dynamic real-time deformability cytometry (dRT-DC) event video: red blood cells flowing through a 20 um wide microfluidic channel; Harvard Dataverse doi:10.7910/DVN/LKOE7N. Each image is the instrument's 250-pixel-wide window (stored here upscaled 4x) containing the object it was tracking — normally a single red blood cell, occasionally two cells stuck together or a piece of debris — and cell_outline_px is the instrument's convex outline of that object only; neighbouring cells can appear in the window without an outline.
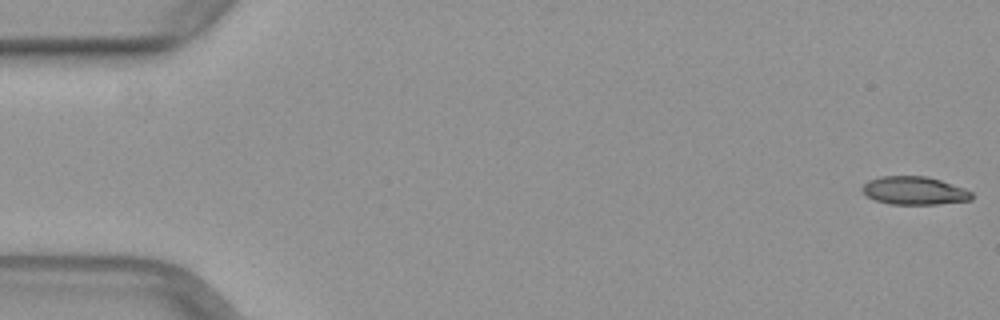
{"species": "common noctule bat (a hibernating species)", "species_latin": "Nyctalus noctula", "temperature_condition": "warm", "stored_images_in_passage": 50, "camera_frame_rate_fps": 3000, "um_per_image_px": 0.085, "animal": {"sex": "female", "body_mass_g": 29.2, "forearm_length_mm": 56.3}, "frame": {"image": 1, "passage_image": 1, "time_ms": 0.0, "image_size_px": [1000, 320], "cell_outline_px": [[972, 200], [936, 204], [888, 204], [876, 200], [868, 196], [860, 188], [868, 180], [880, 176], [924, 176], [940, 180], [964, 188], [972, 192]], "centroid_in_image_um": [77.71, 16.2], "position_along_channel_um": 7.3, "area_um2": 17.86}}
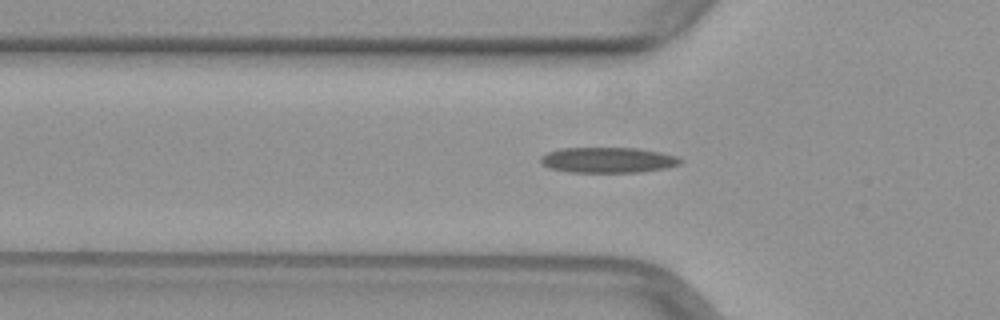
{"frame": {"image": 2, "passage_image": 17, "time_ms": 5.333, "image_size_px": [1000, 320], "cell_outline_px": [[684, 160], [680, 164], [664, 168], [640, 172], [568, 172], [548, 168], [540, 164], [540, 156], [548, 152], [560, 148], [640, 148], [660, 152], [676, 156]], "centroid_in_image_um": [51.64, 13.6], "position_along_channel_um": 74.2, "area_um2": 20.92}}
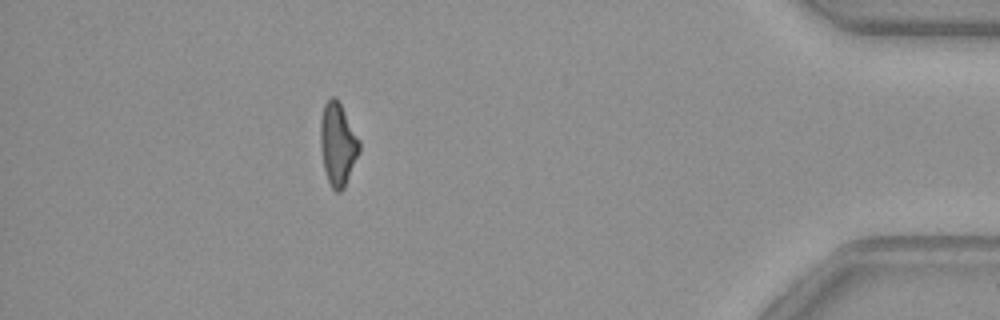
{"frame": {"image": 3, "passage_image": 45, "time_ms": 14.667, "image_size_px": [1000, 320], "cell_outline_px": [[360, 152], [344, 188], [340, 192], [336, 192], [332, 188], [328, 180], [324, 168], [320, 144], [320, 120], [324, 104], [332, 96], [340, 104], [360, 140]], "centroid_in_image_um": [28.71, 12.28], "position_along_channel_um": 406.5, "area_um2": 18.61}}